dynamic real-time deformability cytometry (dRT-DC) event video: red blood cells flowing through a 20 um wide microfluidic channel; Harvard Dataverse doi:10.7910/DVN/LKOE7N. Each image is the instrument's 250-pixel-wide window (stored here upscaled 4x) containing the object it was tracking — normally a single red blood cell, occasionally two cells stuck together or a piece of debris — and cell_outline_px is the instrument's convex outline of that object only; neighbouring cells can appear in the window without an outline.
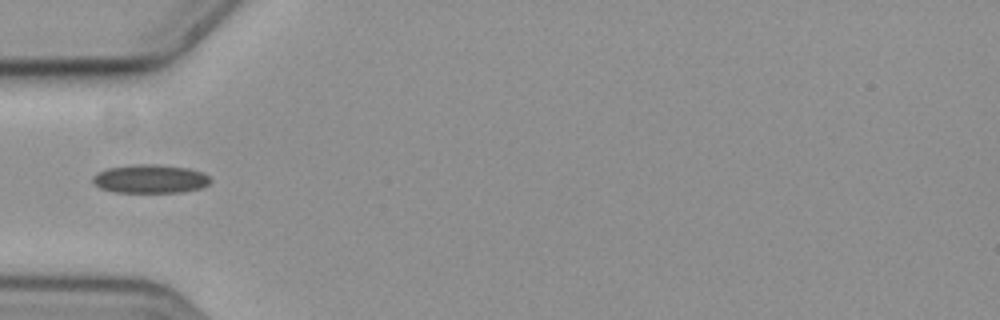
{"species": "common noctule bat (a hibernating species)", "species_latin": "Nyctalus noctula", "temperature_condition": "cold", "stored_images_in_passage": 3, "camera_frame_rate_fps": 3000, "um_per_image_px": 0.085, "animal": {"sex": "female", "body_mass_g": 19.3, "forearm_length_mm": 54.1}, "frame": {"image": 1, "passage_image": 1, "time_ms": 0.0, "image_size_px": [1000, 320], "cell_outline_px": [[212, 180], [208, 184], [200, 188], [180, 192], [112, 192], [100, 188], [92, 184], [92, 176], [96, 172], [108, 168], [136, 164], [156, 164], [188, 168], [204, 172]], "centroid_in_image_um": [12.73, 15.2], "position_along_channel_um": 72.3, "area_um2": 19.77}}